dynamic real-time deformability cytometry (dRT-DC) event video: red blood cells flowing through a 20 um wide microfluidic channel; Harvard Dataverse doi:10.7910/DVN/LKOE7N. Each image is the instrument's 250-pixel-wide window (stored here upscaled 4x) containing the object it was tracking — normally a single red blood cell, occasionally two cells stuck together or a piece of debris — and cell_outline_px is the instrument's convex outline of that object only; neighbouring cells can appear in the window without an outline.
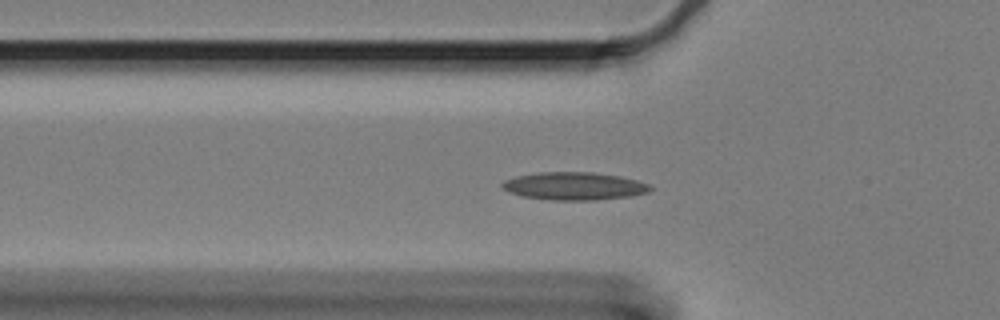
{"species": "Egyptian fruit bat (a non-hibernating species)", "species_latin": "Rousettus aegyptiacus", "temperature_condition": "cold", "stored_images_in_passage": 48, "camera_frame_rate_fps": 3000, "um_per_image_px": 0.085, "animal": {"sex": "female"}, "frame": {"image": 1, "passage_image": 6, "time_ms": 1.667, "image_size_px": [1000, 320], "cell_outline_px": [[652, 188], [648, 192], [632, 196], [596, 200], [548, 200], [520, 196], [508, 192], [500, 188], [500, 184], [504, 180], [516, 176], [540, 172], [592, 172], [620, 176], [636, 180], [648, 184]], "centroid_in_image_um": [48.75, 15.82], "position_along_channel_um": 77.1, "area_um2": 24.22}}
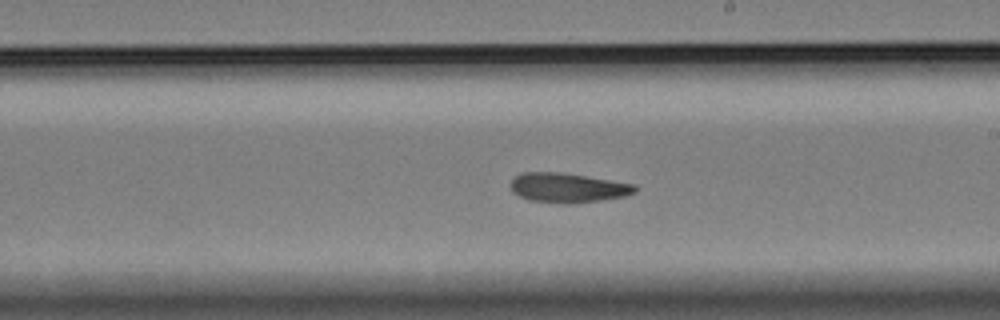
{"frame": {"image": 2, "passage_image": 21, "time_ms": 6.667, "image_size_px": [1000, 320], "cell_outline_px": [[640, 188], [636, 192], [624, 196], [600, 200], [572, 204], [564, 204], [528, 200], [512, 192], [512, 180], [520, 172], [556, 172], [584, 176], [636, 184]], "centroid_in_image_um": [48.28, 15.97], "position_along_channel_um": 240.7, "area_um2": 21.39}}
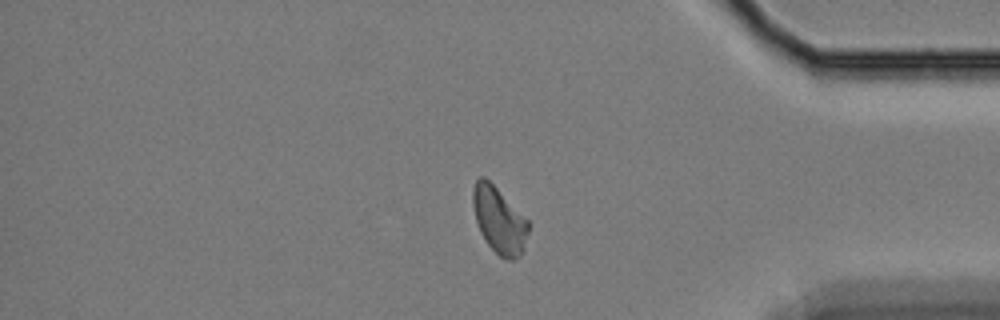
{"frame": {"image": 3, "passage_image": 37, "time_ms": 12.0, "image_size_px": [1000, 320], "cell_outline_px": [[528, 232], [524, 248], [520, 256], [516, 260], [508, 260], [500, 256], [488, 244], [480, 232], [476, 220], [472, 204], [472, 188], [476, 180], [480, 176], [484, 176], [528, 220]], "centroid_in_image_um": [42.41, 18.72], "position_along_channel_um": 392.8, "area_um2": 21.21}, "authors_computed_cell_mechanics": {"area_um2": 21.2415, "velocity_mm_per_s": 3.2591, "shape_relaxation_time_tau1_ms": null, "shape_relaxation_time_tau2_ms": 3.4177, "deformation_change_tau1": null, "deformation_change_tau2": 0.1051}}